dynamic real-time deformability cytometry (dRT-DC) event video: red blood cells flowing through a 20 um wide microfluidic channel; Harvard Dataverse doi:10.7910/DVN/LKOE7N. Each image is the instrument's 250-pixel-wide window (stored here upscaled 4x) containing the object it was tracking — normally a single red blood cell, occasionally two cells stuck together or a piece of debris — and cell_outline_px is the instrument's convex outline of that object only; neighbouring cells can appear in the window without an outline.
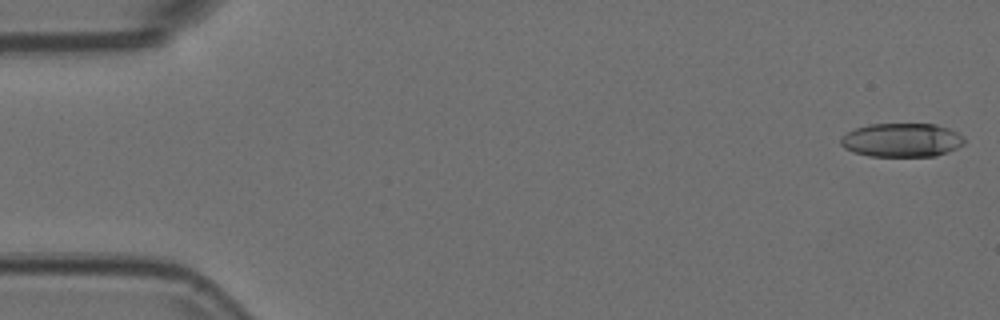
{"species": "Egyptian fruit bat (a non-hibernating species)", "species_latin": "Rousettus aegyptiacus", "temperature_condition": "room temperature", "stored_images_in_passage": 11, "camera_frame_rate_fps": 3000, "um_per_image_px": 0.085, "animal": {"sex": "female"}, "frame": {"image": 1, "passage_image": 1, "time_ms": 0.0, "image_size_px": [1000, 320], "cell_outline_px": [[964, 144], [948, 152], [936, 156], [868, 156], [852, 152], [844, 148], [840, 144], [840, 136], [856, 128], [868, 124], [936, 124], [948, 128], [964, 136]], "centroid_in_image_um": [76.63, 11.91], "position_along_channel_um": 8.4, "area_um2": 24.51}}